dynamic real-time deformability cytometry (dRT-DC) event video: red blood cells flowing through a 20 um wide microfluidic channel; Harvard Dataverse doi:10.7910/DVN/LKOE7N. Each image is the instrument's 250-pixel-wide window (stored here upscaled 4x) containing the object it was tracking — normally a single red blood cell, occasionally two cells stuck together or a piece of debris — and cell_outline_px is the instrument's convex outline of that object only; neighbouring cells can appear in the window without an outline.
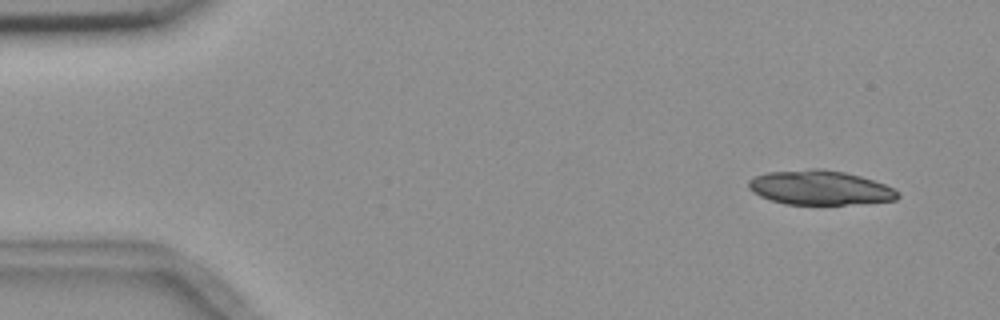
{"species": "common noctule bat (a hibernating species)", "species_latin": "Nyctalus noctula", "temperature_condition": "room temperature", "stored_images_in_passage": 10, "segment_of_instrument_passage": [1, 2], "camera_frame_rate_fps": 3000, "um_per_image_px": 0.085, "animal": {"sex": "female", "body_mass_g": 18.4}, "frame": {"image": 1, "passage_image": 1, "time_ms": 0.0, "image_size_px": [1000, 320], "cell_outline_px": [[900, 196], [896, 200], [844, 204], [784, 204], [760, 196], [752, 192], [748, 188], [748, 180], [756, 176], [768, 172], [812, 168], [820, 168], [844, 172], [860, 176], [884, 184], [892, 188]], "centroid_in_image_um": [69.64, 15.94], "position_along_channel_um": 15.4, "area_um2": 29.65}}